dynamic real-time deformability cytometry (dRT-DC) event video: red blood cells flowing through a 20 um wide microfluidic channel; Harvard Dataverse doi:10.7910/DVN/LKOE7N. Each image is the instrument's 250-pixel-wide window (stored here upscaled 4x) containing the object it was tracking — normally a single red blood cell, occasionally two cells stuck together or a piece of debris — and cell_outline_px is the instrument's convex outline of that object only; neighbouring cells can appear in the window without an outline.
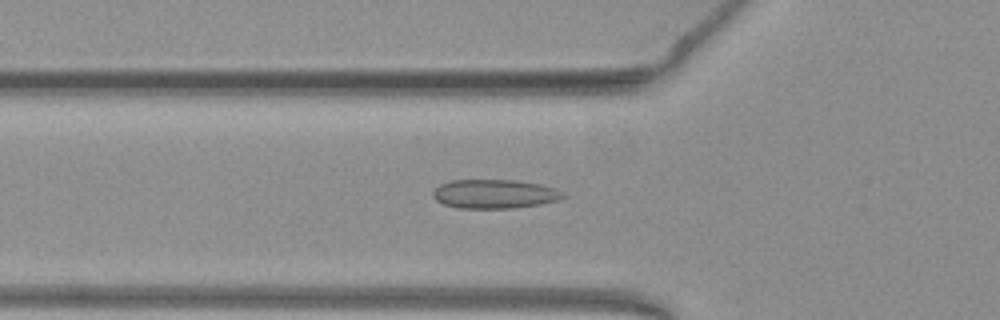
{"species": "common noctule bat (a hibernating species)", "species_latin": "Nyctalus noctula", "temperature_condition": "warm", "stored_images_in_passage": 33, "camera_frame_rate_fps": 3000, "um_per_image_px": 0.085, "animal": {"sex": "female", "body_mass_g": 19.3, "forearm_length_mm": 54.1}, "frame": {"image": 1, "passage_image": 6, "time_ms": 1.667, "image_size_px": [1000, 320], "cell_outline_px": [[568, 196], [560, 200], [540, 204], [512, 208], [456, 208], [444, 204], [436, 200], [432, 196], [432, 192], [440, 184], [452, 180], [516, 180], [540, 184], [556, 188], [564, 192]], "centroid_in_image_um": [42.07, 16.48], "position_along_channel_um": 83.7, "area_um2": 22.2}}
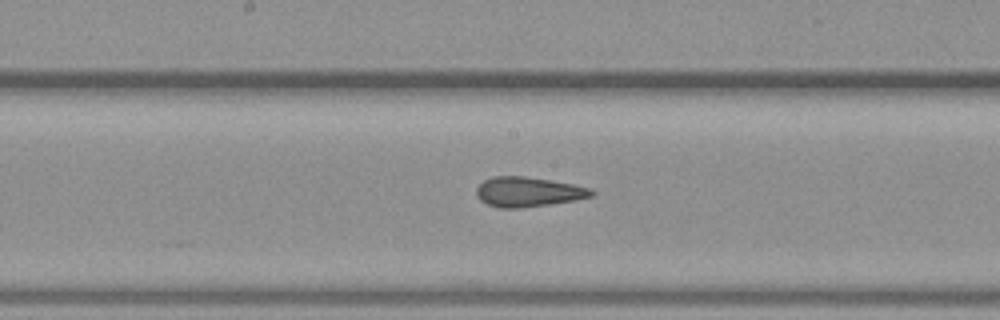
{"frame": {"image": 2, "passage_image": 15, "time_ms": 4.667, "image_size_px": [1000, 320], "cell_outline_px": [[596, 192], [592, 196], [576, 200], [520, 208], [500, 208], [488, 204], [480, 200], [476, 196], [476, 188], [484, 180], [492, 176], [524, 176], [572, 184], [592, 188]], "centroid_in_image_um": [44.89, 16.31], "position_along_channel_um": 203.3, "area_um2": 19.94}}
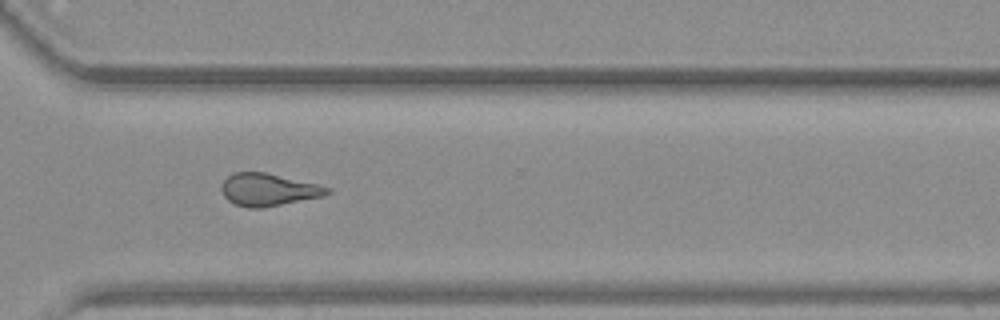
{"frame": {"image": 3, "passage_image": 26, "time_ms": 8.333, "image_size_px": [1000, 320], "cell_outline_px": [[332, 192], [324, 196], [264, 208], [248, 208], [236, 204], [228, 200], [224, 196], [220, 188], [220, 184], [232, 172], [264, 172], [316, 184], [332, 188]], "centroid_in_image_um": [22.8, 16.13], "position_along_channel_um": 347.8, "area_um2": 20.06}, "authors_computed_cell_mechanics": {"area_um2": 20.0566, "velocity_mm_per_s": 3.9401, "shape_relaxation_time_tau1_ms": null, "shape_relaxation_time_tau2_ms": 1.6972, "deformation_change_tau1": null, "deformation_change_tau2": 0.083}}